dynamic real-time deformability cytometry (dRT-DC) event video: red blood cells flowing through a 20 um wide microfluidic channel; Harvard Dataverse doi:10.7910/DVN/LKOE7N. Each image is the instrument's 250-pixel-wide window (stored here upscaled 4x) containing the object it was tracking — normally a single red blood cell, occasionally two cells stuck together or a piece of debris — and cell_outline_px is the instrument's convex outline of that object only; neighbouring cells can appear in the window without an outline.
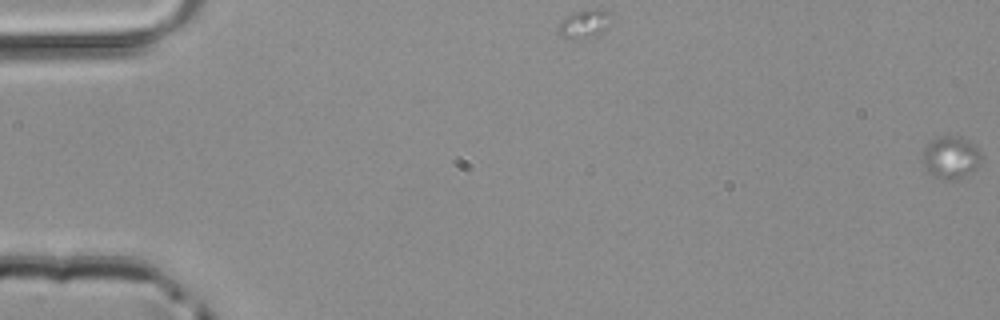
{"species": "common noctule bat (a hibernating species)", "species_latin": "Nyctalus noctula", "temperature_condition": "room temperature", "stored_images_in_passage": 19, "camera_frame_rate_fps": 3000, "um_per_image_px": 0.085, "animal": {"sex": "male", "body_mass_g": 20.4}, "frame": {"image": 1, "passage_image": 1, "time_ms": 0.0, "image_size_px": [1000, 320], "cell_outline_px": [[984, 160], [976, 168], [964, 176], [952, 180], [936, 176], [924, 164], [920, 156], [924, 148], [936, 136], [960, 136], [968, 140], [984, 156]], "centroid_in_image_um": [80.85, 13.34], "position_along_channel_um": 4.1, "area_um2": 14.39}}